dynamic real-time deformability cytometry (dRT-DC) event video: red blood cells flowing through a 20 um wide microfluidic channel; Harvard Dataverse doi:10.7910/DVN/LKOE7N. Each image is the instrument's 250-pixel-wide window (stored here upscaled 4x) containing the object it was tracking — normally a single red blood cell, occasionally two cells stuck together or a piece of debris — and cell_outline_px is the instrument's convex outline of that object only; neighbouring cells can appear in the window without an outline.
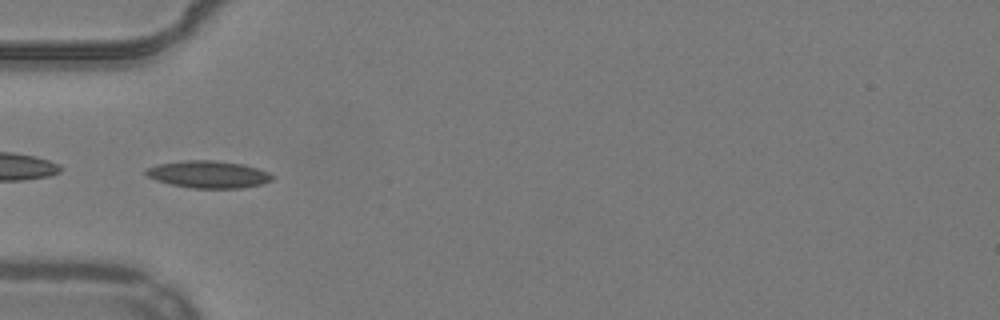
{"species": "common noctule bat (a hibernating species)", "species_latin": "Nyctalus noctula", "temperature_condition": "warm", "stored_images_in_passage": 37, "camera_frame_rate_fps": 3000, "um_per_image_px": 0.085, "animal": {"sex": "male", "body_mass_g": 19.2, "forearm_length_mm": 51.8}, "frame": {"image": 1, "passage_image": 1, "time_ms": 0.0, "image_size_px": [1000, 320], "cell_outline_px": [[276, 176], [272, 180], [264, 184], [240, 188], [192, 188], [172, 184], [156, 180], [148, 176], [144, 172], [144, 168], [156, 164], [184, 160], [212, 160], [244, 164], [268, 172]], "centroid_in_image_um": [17.72, 14.81], "position_along_channel_um": 67.3, "area_um2": 20.17}}
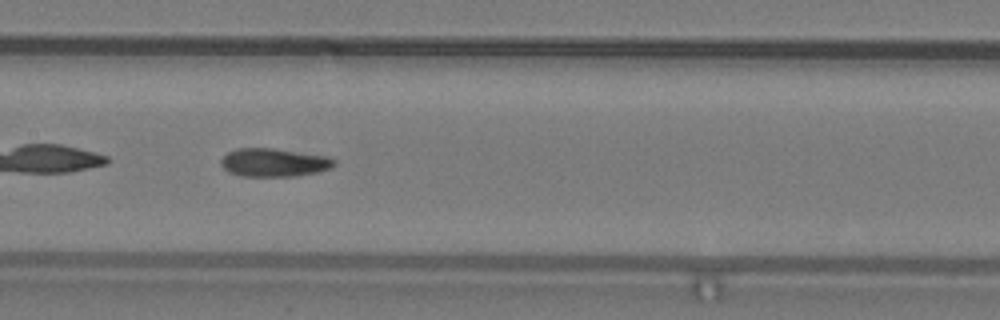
{"frame": {"image": 2, "passage_image": 10, "time_ms": 3.0, "image_size_px": [1000, 320], "cell_outline_px": [[336, 164], [332, 168], [316, 172], [296, 176], [240, 176], [228, 172], [220, 164], [220, 160], [228, 152], [236, 148], [272, 148], [328, 156], [336, 160]], "centroid_in_image_um": [23.29, 13.81], "position_along_channel_um": 184.1, "area_um2": 18.79}}
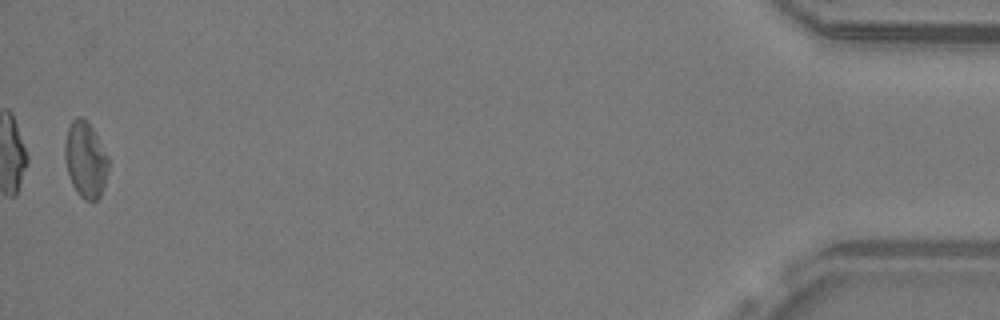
{"frame": {"image": 3, "passage_image": 36, "time_ms": 11.667, "image_size_px": [1000, 320], "cell_outline_px": [[108, 168], [104, 184], [100, 196], [96, 200], [84, 200], [76, 192], [72, 184], [64, 160], [64, 144], [68, 128], [72, 120], [76, 116], [84, 116], [88, 120], [108, 156]], "centroid_in_image_um": [7.25, 13.53], "position_along_channel_um": 428.0, "area_um2": 19.36}, "authors_computed_cell_mechanics": {"area_um2": 18.5538, "velocity_mm_per_s": 3.8797, "shape_relaxation_time_tau1_ms": null, "shape_relaxation_time_tau2_ms": 3.0199, "deformation_change_tau1": null, "deformation_change_tau2": 0.1058}}